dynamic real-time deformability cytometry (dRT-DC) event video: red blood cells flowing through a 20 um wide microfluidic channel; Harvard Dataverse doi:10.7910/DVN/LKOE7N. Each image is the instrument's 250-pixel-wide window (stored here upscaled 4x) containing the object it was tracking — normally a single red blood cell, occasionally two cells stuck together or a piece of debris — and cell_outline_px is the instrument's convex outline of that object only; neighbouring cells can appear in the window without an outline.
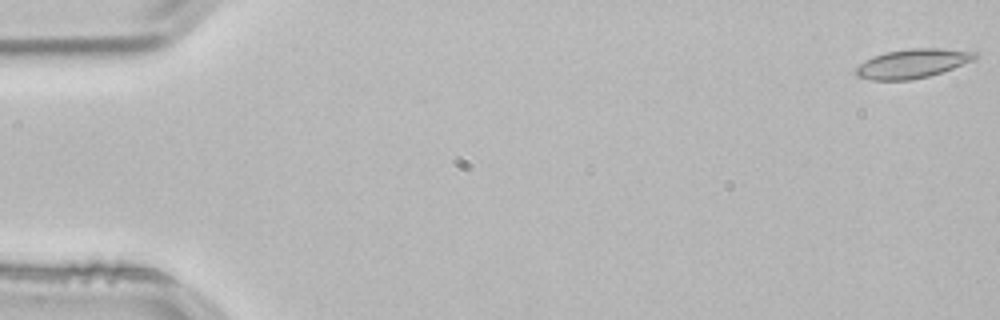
{"species": "common noctule bat (a hibernating species)", "species_latin": "Nyctalus noctula", "temperature_condition": "room temperature", "stored_images_in_passage": 53, "camera_frame_rate_fps": 3000, "um_per_image_px": 0.085, "animal": {"sex": "male", "body_mass_g": 21.5, "forearm_length_mm": 52.0}, "frame": {"image": 1, "passage_image": 1, "time_ms": 0.0, "image_size_px": [1000, 320], "cell_outline_px": [[976, 60], [928, 76], [908, 80], [872, 80], [856, 76], [856, 68], [860, 64], [872, 56], [888, 52], [908, 48], [940, 48], [976, 52]], "centroid_in_image_um": [77.56, 5.39], "position_along_channel_um": 7.4, "area_um2": 20.0}}
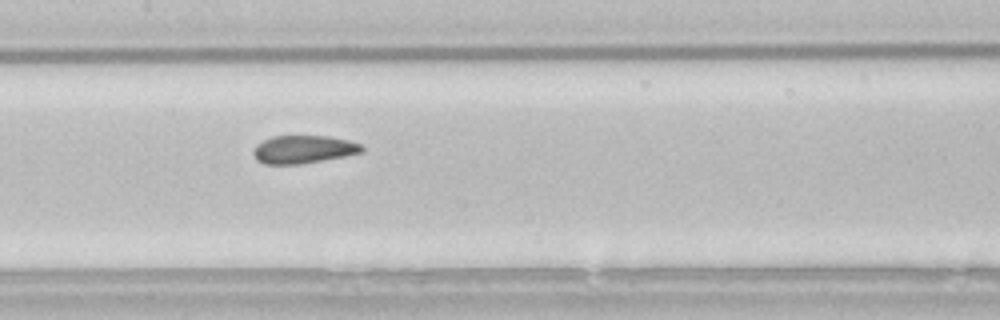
{"frame": {"image": 2, "passage_image": 26, "time_ms": 8.333, "image_size_px": [1000, 320], "cell_outline_px": [[364, 152], [344, 156], [300, 164], [264, 164], [256, 160], [252, 152], [256, 144], [272, 136], [328, 136], [348, 140], [360, 144], [364, 148]], "centroid_in_image_um": [25.77, 12.7], "position_along_channel_um": 181.6, "area_um2": 17.69}}
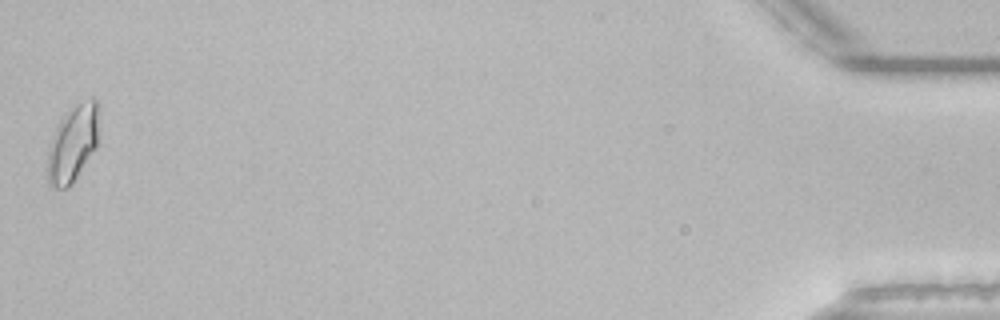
{"frame": {"image": 3, "passage_image": 53, "time_ms": 17.333, "image_size_px": [1000, 320], "cell_outline_px": [[100, 104], [96, 148], [72, 184], [68, 188], [52, 188], [48, 184], [48, 144], [60, 120], [76, 104], [92, 100], [96, 100]], "centroid_in_image_um": [6.19, 12.23], "position_along_channel_um": 429.0, "area_um2": 22.89}, "authors_computed_cell_mechanics": {"area_um2": 18.6694, "velocity_mm_per_s": 3.8375, "shape_relaxation_time_tau1_ms": 6.5863, "shape_relaxation_time_tau2_ms": 1.1073, "deformation_change_tau1": 0.1404, "deformation_change_tau2": 0.0642}}